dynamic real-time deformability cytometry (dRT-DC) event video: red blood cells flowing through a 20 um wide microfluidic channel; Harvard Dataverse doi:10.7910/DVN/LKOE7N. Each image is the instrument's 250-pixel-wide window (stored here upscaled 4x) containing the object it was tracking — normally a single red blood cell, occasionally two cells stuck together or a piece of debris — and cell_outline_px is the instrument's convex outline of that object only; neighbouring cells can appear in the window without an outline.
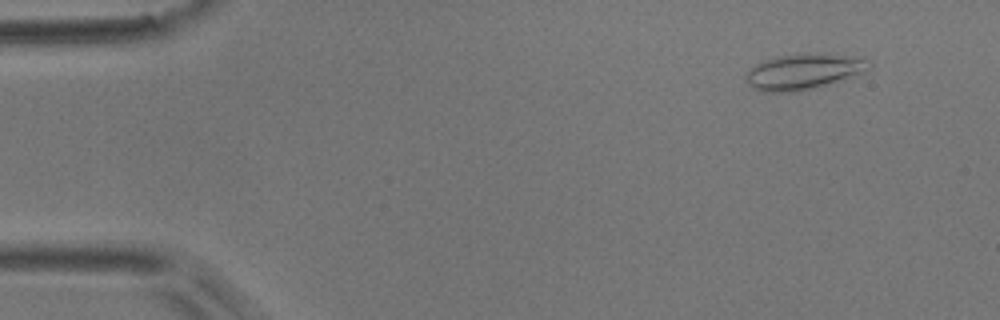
{"species": "common noctule bat (a hibernating species)", "species_latin": "Nyctalus noctula", "temperature_condition": "room temperature", "stored_images_in_passage": 51, "camera_frame_rate_fps": 3000, "um_per_image_px": 0.085, "animal": {"sex": "male", "body_mass_g": 17.9}, "frame": {"image": 1, "passage_image": 5, "time_ms": 1.333, "image_size_px": [1000, 320], "cell_outline_px": [[872, 68], [864, 72], [824, 84], [792, 92], [764, 92], [752, 88], [744, 76], [756, 64], [764, 60], [776, 56], [864, 56], [872, 60]], "centroid_in_image_um": [68.31, 6.11], "position_along_channel_um": 16.7, "area_um2": 24.45}}
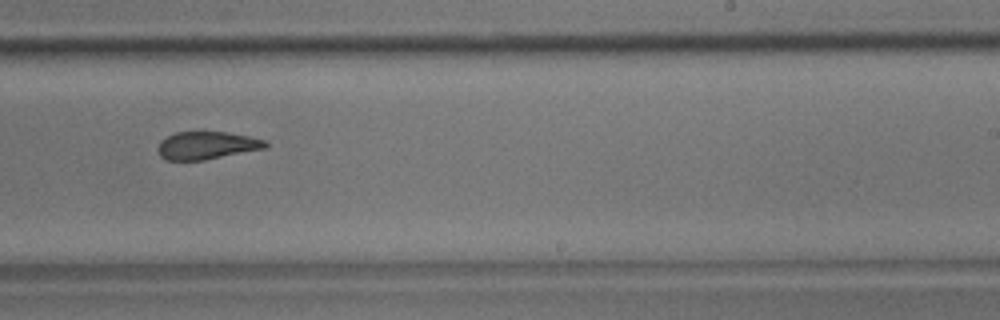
{"frame": {"image": 2, "passage_image": 32, "time_ms": 10.333, "image_size_px": [1000, 320], "cell_outline_px": [[268, 144], [264, 148], [204, 160], [168, 160], [160, 156], [156, 148], [160, 140], [176, 132], [224, 132], [248, 136], [264, 140]], "centroid_in_image_um": [17.51, 12.36], "position_along_channel_um": 271.5, "area_um2": 17.17}}
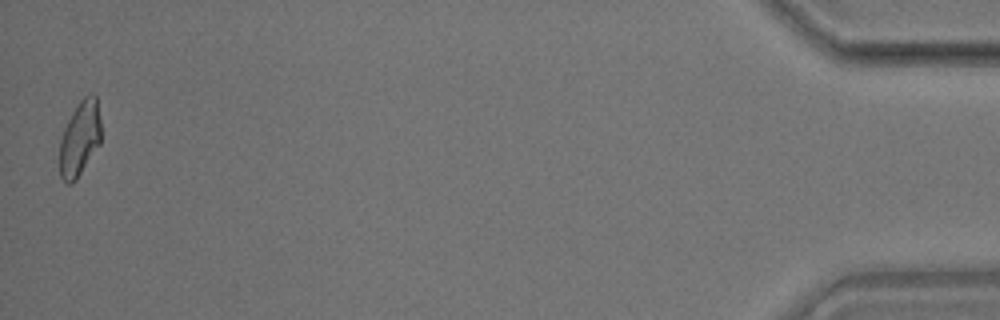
{"frame": {"image": 3, "passage_image": 51, "time_ms": 16.667, "image_size_px": [1000, 320], "cell_outline_px": [[100, 144], [76, 180], [72, 184], [68, 184], [60, 176], [60, 140], [64, 128], [76, 104], [84, 96], [92, 92], [96, 96], [100, 120]], "centroid_in_image_um": [6.78, 11.76], "position_along_channel_um": 428.4, "area_um2": 18.09}, "authors_computed_cell_mechanics": {"area_um2": 18.7272, "velocity_mm_per_s": 3.908, "shape_relaxation_time_tau1_ms": null, "shape_relaxation_time_tau2_ms": 1.6824, "deformation_change_tau1": null, "deformation_change_tau2": 0.095}}